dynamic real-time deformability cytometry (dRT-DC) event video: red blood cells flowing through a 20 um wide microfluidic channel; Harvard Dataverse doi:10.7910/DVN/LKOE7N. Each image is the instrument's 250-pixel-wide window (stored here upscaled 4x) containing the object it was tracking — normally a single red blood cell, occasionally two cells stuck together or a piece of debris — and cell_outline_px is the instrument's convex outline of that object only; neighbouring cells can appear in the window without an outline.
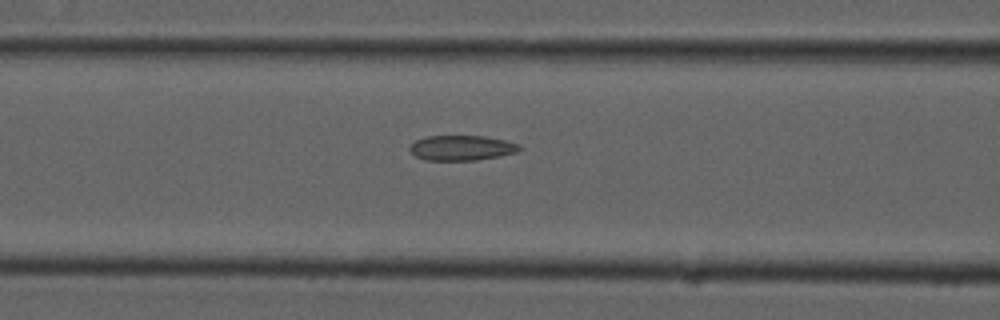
{"species": "common noctule bat (a hibernating species)", "species_latin": "Nyctalus noctula", "temperature_condition": "cold", "stored_images_in_passage": 16, "camera_frame_rate_fps": 3000, "um_per_image_px": 0.085, "animal": {"sex": "male", "forearm_length_mm": 52.5}, "frame": {"image": 1, "passage_image": 14, "time_ms": 4.333, "image_size_px": [1000, 320], "cell_outline_px": [[524, 148], [516, 152], [500, 156], [476, 160], [424, 160], [416, 156], [408, 148], [416, 140], [428, 136], [484, 136], [504, 140], [520, 144]], "centroid_in_image_um": [39.27, 12.57], "position_along_channel_um": 127.3, "area_um2": 16.01}}